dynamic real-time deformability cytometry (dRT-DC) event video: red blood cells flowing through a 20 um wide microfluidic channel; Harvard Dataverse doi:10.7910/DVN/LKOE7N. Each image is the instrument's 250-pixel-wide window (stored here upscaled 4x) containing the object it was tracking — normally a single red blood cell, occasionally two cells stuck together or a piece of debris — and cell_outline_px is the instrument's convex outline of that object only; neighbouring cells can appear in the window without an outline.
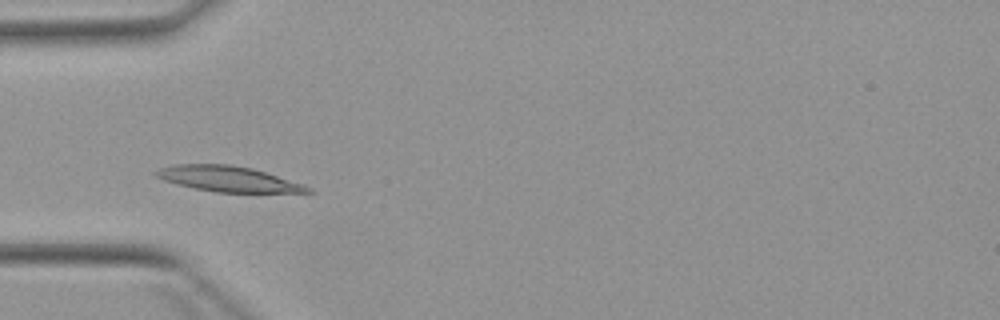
{"species": "Egyptian fruit bat (a non-hibernating species)", "species_latin": "Rousettus aegyptiacus", "temperature_condition": "warm", "stored_images_in_passage": 4, "camera_frame_rate_fps": 3000, "um_per_image_px": 0.085, "animal": {"sex": "female"}, "frame": {"image": 1, "passage_image": 3, "time_ms": 2.333, "image_size_px": [1000, 320], "cell_outline_px": [[316, 192], [216, 192], [176, 184], [164, 180], [156, 176], [152, 172], [160, 168], [176, 164], [228, 164], [252, 168], [304, 184], [312, 188]], "centroid_in_image_um": [19.4, 15.2], "position_along_channel_um": 65.6, "area_um2": 22.37}}
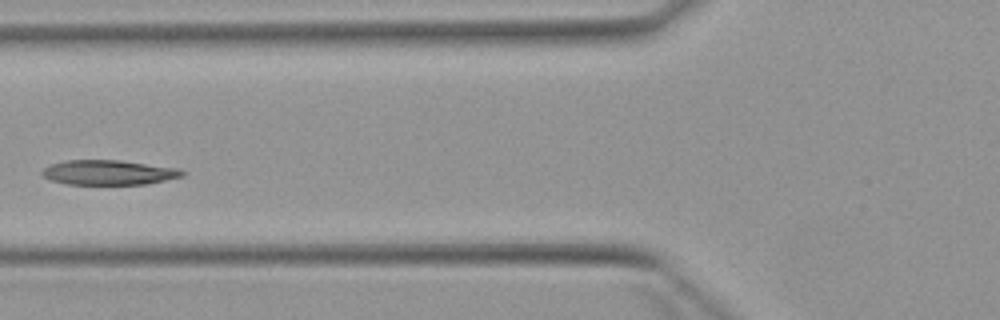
{"frame": {"image": 2, "passage_image": 4, "time_ms": 3.667, "image_size_px": [1000, 320], "cell_outline_px": [[184, 176], [148, 184], [68, 184], [52, 180], [44, 176], [40, 172], [44, 168], [52, 164], [68, 160], [120, 160], [180, 168], [184, 172]], "centroid_in_image_um": [9.29, 14.66], "position_along_channel_um": 116.5, "area_um2": 20.17}}